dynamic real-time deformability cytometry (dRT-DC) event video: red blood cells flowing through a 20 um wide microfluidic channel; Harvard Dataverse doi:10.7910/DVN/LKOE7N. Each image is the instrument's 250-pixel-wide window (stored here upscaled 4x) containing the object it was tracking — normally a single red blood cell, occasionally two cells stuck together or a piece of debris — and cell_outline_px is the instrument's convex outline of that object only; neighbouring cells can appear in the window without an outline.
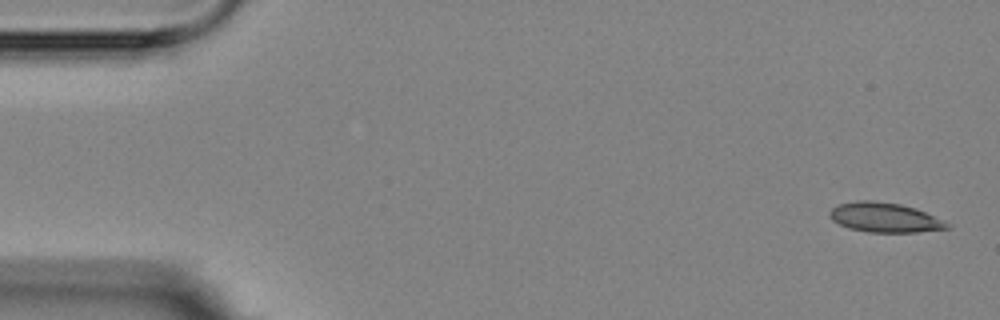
{"species": "Egyptian fruit bat (a non-hibernating species)", "species_latin": "Rousettus aegyptiacus", "temperature_condition": "room temperature", "stored_images_in_passage": 5, "camera_frame_rate_fps": 3000, "um_per_image_px": 0.085, "animal": {"sex": "female"}, "frame": {"image": 1, "passage_image": 1, "time_ms": 0.0, "image_size_px": [1000, 320], "cell_outline_px": [[952, 228], [916, 232], [868, 232], [848, 228], [832, 220], [828, 216], [828, 212], [832, 208], [840, 204], [856, 200], [872, 200], [900, 204], [916, 208], [944, 220], [952, 224]], "centroid_in_image_um": [75.22, 18.49], "position_along_channel_um": 9.8, "area_um2": 20.46}}
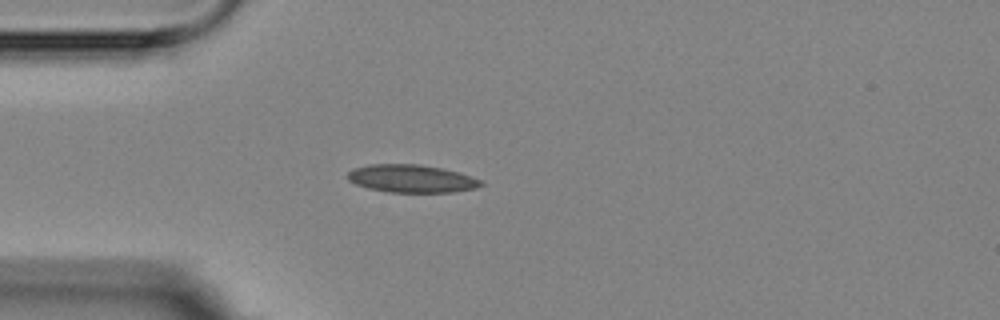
{"frame": {"image": 2, "passage_image": 4, "time_ms": 4.333, "image_size_px": [1000, 320], "cell_outline_px": [[484, 184], [476, 188], [452, 192], [388, 192], [368, 188], [356, 184], [348, 180], [348, 172], [352, 168], [368, 164], [420, 164], [460, 172], [480, 180]], "centroid_in_image_um": [34.95, 15.17], "position_along_channel_um": 50.0, "area_um2": 21.62}}